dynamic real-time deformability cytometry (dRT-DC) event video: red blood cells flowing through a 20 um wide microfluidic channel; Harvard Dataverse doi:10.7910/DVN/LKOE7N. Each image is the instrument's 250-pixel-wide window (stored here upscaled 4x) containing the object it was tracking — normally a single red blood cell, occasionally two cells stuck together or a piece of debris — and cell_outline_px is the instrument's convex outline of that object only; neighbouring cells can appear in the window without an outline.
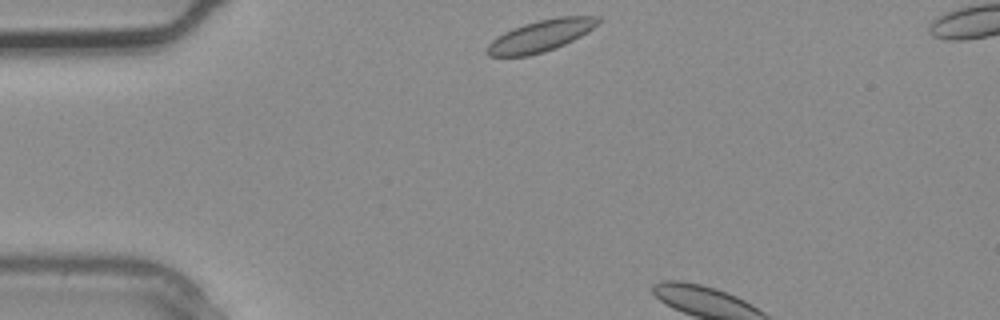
{"species": "common noctule bat (a hibernating species)", "species_latin": "Nyctalus noctula", "temperature_condition": "warm", "stored_images_in_passage": 3, "segment_of_instrument_passage": [1, 2], "camera_frame_rate_fps": 3000, "um_per_image_px": 0.085, "animal": {"sex": "male", "body_mass_g": 20.4}, "frame": {"image": 1, "passage_image": 1, "time_ms": 0.0, "image_size_px": [1000, 320], "cell_outline_px": [[600, 20], [592, 28], [580, 36], [564, 44], [544, 52], [528, 56], [488, 56], [484, 52], [484, 48], [492, 40], [504, 32], [512, 28], [524, 24], [540, 20], [560, 16], [600, 16]], "centroid_in_image_um": [45.9, 3.05], "position_along_channel_um": 39.1, "area_um2": 20.29}}